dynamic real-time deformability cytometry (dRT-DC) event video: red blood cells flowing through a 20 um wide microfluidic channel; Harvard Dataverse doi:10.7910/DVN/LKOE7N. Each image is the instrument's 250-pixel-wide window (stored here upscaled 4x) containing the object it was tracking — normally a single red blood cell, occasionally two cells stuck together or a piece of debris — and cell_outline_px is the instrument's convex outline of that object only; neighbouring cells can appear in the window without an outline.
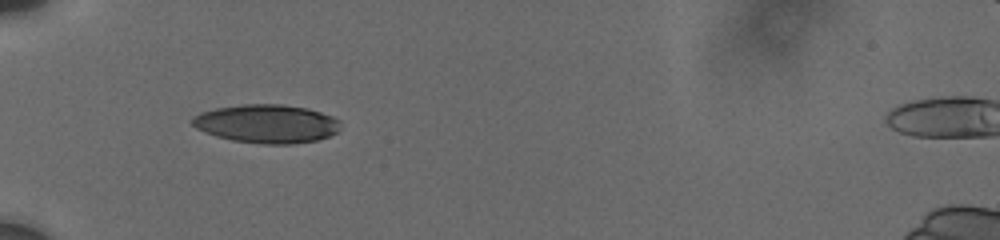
{"species": "human", "species_latin": "Homo sapiens", "temperature_condition": "cold", "stored_images_in_passage": 2, "camera_frame_rate_fps": 3000, "um_per_image_px": 0.085, "donor": {"sex": "male"}, "frame": {"image": 1, "passage_image": 1, "time_ms": 0.0, "image_size_px": [1000, 240], "cell_outline_px": [[340, 128], [336, 132], [328, 136], [316, 140], [292, 144], [260, 144], [232, 140], [216, 136], [204, 132], [196, 128], [192, 124], [192, 116], [200, 112], [216, 108], [244, 104], [280, 104], [308, 108], [332, 116], [340, 120]], "centroid_in_image_um": [22.66, 10.51], "position_along_channel_um": 62.3, "area_um2": 33.35}}